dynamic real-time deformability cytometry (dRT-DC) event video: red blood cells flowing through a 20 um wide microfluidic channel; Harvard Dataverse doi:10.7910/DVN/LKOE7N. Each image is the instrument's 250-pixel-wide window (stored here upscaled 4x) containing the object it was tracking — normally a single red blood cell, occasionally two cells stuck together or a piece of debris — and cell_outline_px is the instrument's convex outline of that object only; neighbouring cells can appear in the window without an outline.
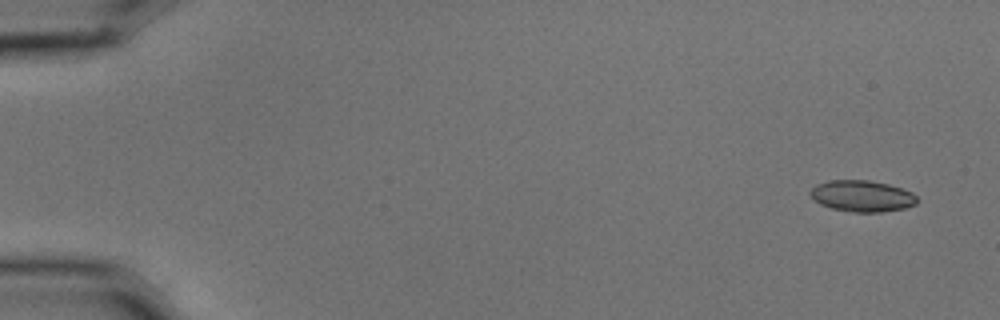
{"species": "common noctule bat (a hibernating species)", "species_latin": "Nyctalus noctula", "temperature_condition": "cold", "stored_images_in_passage": 7, "camera_frame_rate_fps": 3000, "um_per_image_px": 0.085, "animal": {"sex": "male", "body_mass_g": 15.6}, "frame": {"image": 1, "passage_image": 1, "time_ms": 0.0, "image_size_px": [1000, 320], "cell_outline_px": [[920, 200], [916, 204], [904, 208], [884, 212], [852, 212], [832, 208], [820, 204], [808, 192], [816, 184], [828, 180], [868, 180], [888, 184], [912, 192]], "centroid_in_image_um": [73.29, 16.66], "position_along_channel_um": 11.7, "area_um2": 19.54}}
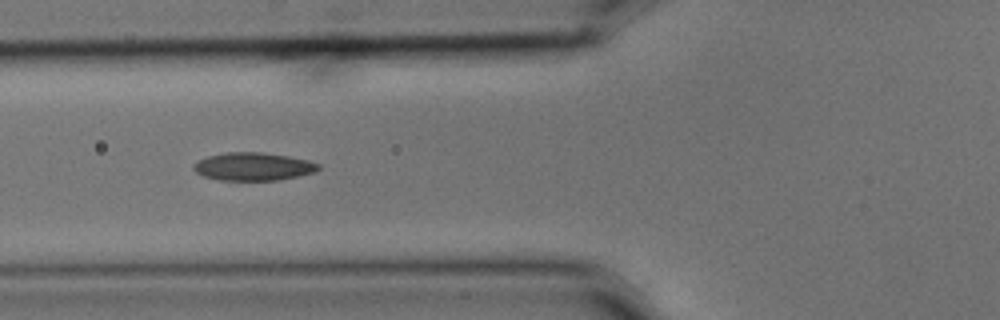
{"frame": {"image": 2, "passage_image": 6, "time_ms": 1.667, "image_size_px": [1000, 320], "cell_outline_px": [[320, 168], [316, 172], [276, 180], [220, 180], [204, 176], [196, 172], [192, 168], [192, 164], [196, 160], [208, 156], [224, 152], [260, 152], [288, 156], [308, 160], [320, 164]], "centroid_in_image_um": [21.49, 14.15], "position_along_channel_um": 104.3, "area_um2": 20.4}}
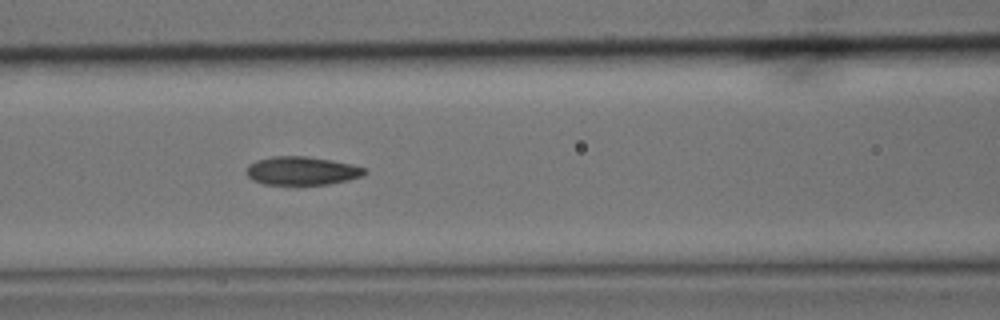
{"frame": {"image": 3, "passage_image": 7, "time_ms": 2.0, "image_size_px": [1000, 320], "cell_outline_px": [[368, 172], [364, 176], [348, 180], [328, 184], [264, 184], [252, 180], [244, 172], [248, 164], [256, 160], [272, 156], [308, 156], [332, 160], [352, 164], [368, 168]], "centroid_in_image_um": [25.67, 14.51], "position_along_channel_um": 140.9, "area_um2": 19.88}}